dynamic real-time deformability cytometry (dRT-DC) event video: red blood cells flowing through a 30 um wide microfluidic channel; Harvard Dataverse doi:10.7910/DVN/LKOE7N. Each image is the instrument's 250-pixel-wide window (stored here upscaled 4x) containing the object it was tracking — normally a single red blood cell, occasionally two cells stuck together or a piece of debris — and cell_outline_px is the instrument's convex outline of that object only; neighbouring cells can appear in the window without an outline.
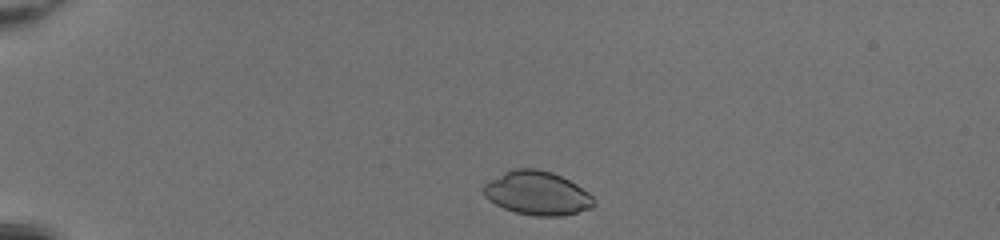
{"species": "common noctule bat (a hibernating species)", "species_latin": "Nyctalus noctula", "temperature_condition": "room temperature", "stored_images_in_passage": 36, "camera_frame_rate_fps": 3000, "um_per_image_px": 0.085, "animal": {"sex": "female", "body_mass_g": 20.0, "forearm_length_mm": 54.0}, "frame": {"image": 1, "passage_image": 2, "time_ms": 0.333, "image_size_px": [1000, 240], "cell_outline_px": [[596, 204], [592, 208], [560, 216], [536, 216], [516, 212], [504, 208], [488, 200], [484, 196], [480, 188], [484, 184], [504, 172], [512, 168], [536, 168], [552, 172], [576, 184], [588, 192], [592, 196]], "centroid_in_image_um": [45.64, 16.41], "position_along_channel_um": 39.4, "area_um2": 28.15}}
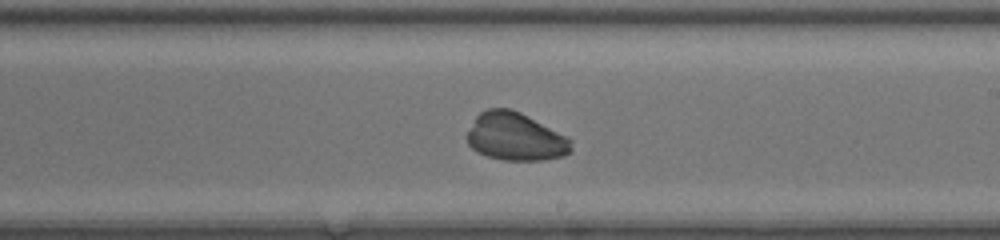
{"frame": {"image": 2, "passage_image": 21, "time_ms": 6.667, "image_size_px": [1000, 240], "cell_outline_px": [[572, 152], [564, 156], [544, 160], [504, 160], [488, 156], [472, 148], [468, 144], [464, 136], [476, 116], [480, 112], [488, 108], [508, 108], [520, 112], [568, 136], [572, 140]], "centroid_in_image_um": [43.82, 11.62], "position_along_channel_um": 245.2, "area_um2": 29.36}}
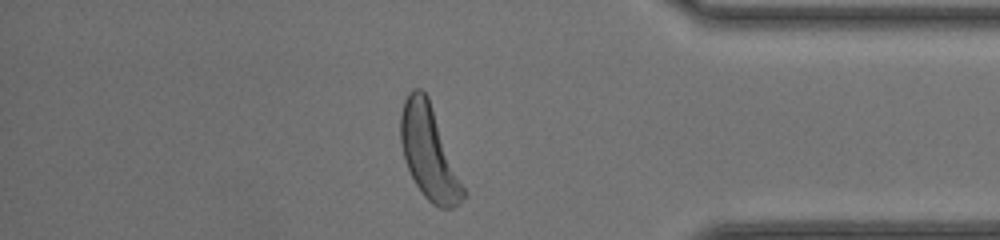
{"frame": {"image": 3, "passage_image": 33, "time_ms": 10.667, "image_size_px": [1000, 240], "cell_outline_px": [[468, 196], [452, 208], [440, 208], [432, 204], [424, 196], [416, 184], [404, 160], [400, 140], [400, 116], [404, 100], [408, 92], [412, 88], [420, 88], [428, 96], [468, 192]], "centroid_in_image_um": [36.49, 12.97], "position_along_channel_um": 398.7, "area_um2": 34.56}, "authors_computed_cell_mechanics": {"area_um2": 29.9693, "velocity_mm_per_s": 4.2809, "shape_relaxation_time_tau1_ms": 2.965, "shape_relaxation_time_tau2_ms": null, "deformation_change_tau1": 0.1944, "deformation_change_tau2": null}}